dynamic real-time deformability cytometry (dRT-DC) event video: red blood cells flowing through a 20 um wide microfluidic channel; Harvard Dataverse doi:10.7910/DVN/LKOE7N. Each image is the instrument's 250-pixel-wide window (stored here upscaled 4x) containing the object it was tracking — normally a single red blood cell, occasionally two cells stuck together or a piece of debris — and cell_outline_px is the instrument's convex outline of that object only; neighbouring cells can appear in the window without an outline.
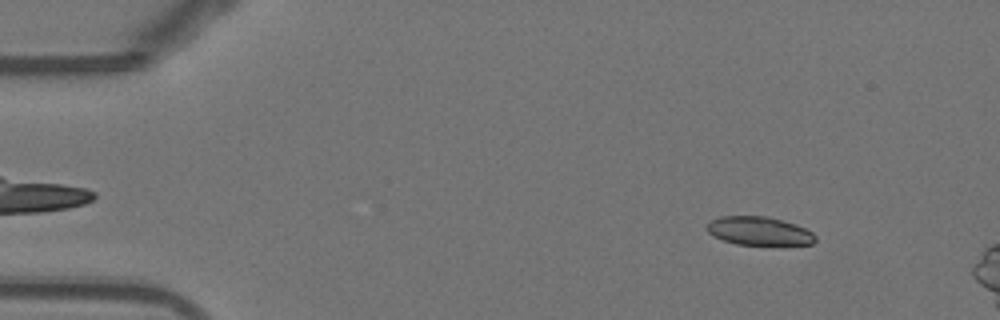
{"species": "Egyptian fruit bat (a non-hibernating species)", "species_latin": "Rousettus aegyptiacus", "temperature_condition": "warm", "stored_images_in_passage": 13, "camera_frame_rate_fps": 3000, "um_per_image_px": 0.085, "animal": {"sex": "female"}, "frame": {"image": 1, "passage_image": 6, "time_ms": 1.667, "image_size_px": [1000, 320], "cell_outline_px": [[816, 240], [812, 244], [736, 244], [712, 236], [708, 232], [708, 224], [712, 220], [720, 216], [768, 216], [796, 224], [812, 232], [816, 236]], "centroid_in_image_um": [64.53, 19.62], "position_along_channel_um": 20.5, "area_um2": 17.8}}